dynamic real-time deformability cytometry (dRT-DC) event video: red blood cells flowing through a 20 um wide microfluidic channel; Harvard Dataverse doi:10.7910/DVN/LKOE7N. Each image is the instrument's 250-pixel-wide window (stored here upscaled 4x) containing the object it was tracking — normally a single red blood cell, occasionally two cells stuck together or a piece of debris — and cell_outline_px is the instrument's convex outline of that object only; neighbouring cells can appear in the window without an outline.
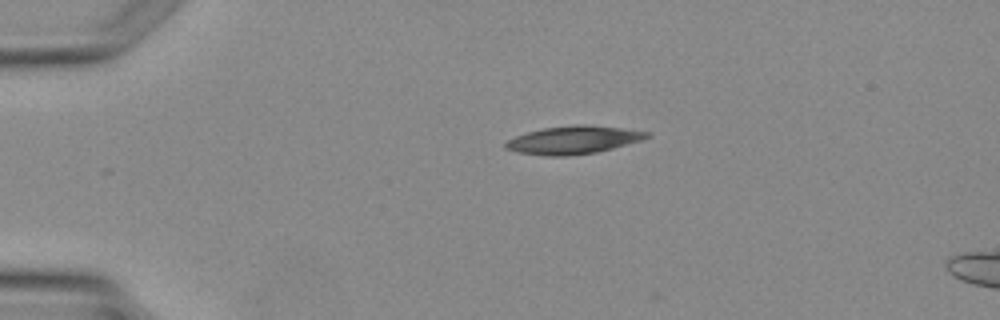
{"species": "Egyptian fruit bat (a non-hibernating species)", "species_latin": "Rousettus aegyptiacus", "temperature_condition": "warm", "stored_images_in_passage": 3, "camera_frame_rate_fps": 3000, "um_per_image_px": 0.085, "animal": {"sex": "female"}, "frame": {"image": 1, "passage_image": 1, "time_ms": 0.0, "image_size_px": [1000, 320], "cell_outline_px": [[652, 136], [644, 140], [596, 152], [568, 156], [544, 156], [516, 152], [504, 148], [504, 144], [508, 140], [516, 136], [528, 132], [544, 128], [580, 124], [620, 128], [648, 132]], "centroid_in_image_um": [48.73, 11.91], "position_along_channel_um": 36.3, "area_um2": 22.89}}